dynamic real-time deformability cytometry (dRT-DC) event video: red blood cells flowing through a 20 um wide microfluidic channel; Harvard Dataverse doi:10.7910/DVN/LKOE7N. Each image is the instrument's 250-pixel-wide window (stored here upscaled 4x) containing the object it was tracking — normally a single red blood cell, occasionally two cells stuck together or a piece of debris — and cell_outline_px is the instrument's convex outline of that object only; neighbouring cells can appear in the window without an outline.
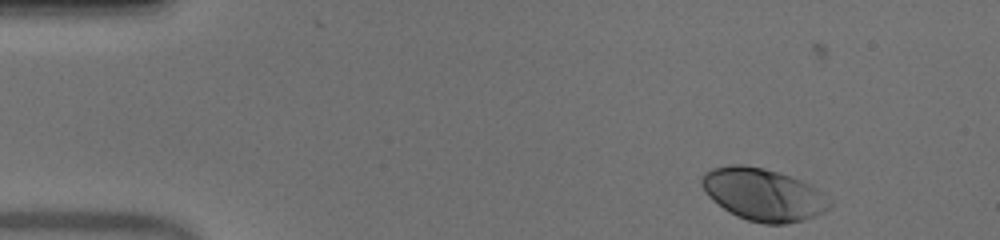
{"species": "human", "species_latin": "Homo sapiens", "temperature_condition": "warm", "stored_images_in_passage": 47, "camera_frame_rate_fps": 3000, "um_per_image_px": 0.085, "donor": {"sex": "male"}, "frame": {"image": 1, "passage_image": 1, "time_ms": 0.0, "image_size_px": [1000, 240], "cell_outline_px": [[832, 204], [824, 212], [816, 216], [804, 220], [784, 224], [764, 224], [748, 220], [736, 216], [728, 212], [712, 200], [708, 196], [700, 184], [700, 180], [704, 172], [712, 168], [732, 164], [744, 164], [764, 168], [812, 184], [832, 200]], "centroid_in_image_um": [64.87, 16.53], "position_along_channel_um": 20.1, "area_um2": 39.3}}
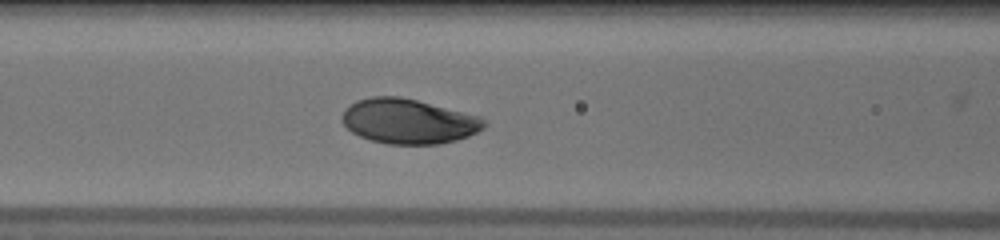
{"frame": {"image": 2, "passage_image": 17, "time_ms": 5.333, "image_size_px": [1000, 240], "cell_outline_px": [[484, 128], [468, 136], [456, 140], [440, 144], [388, 144], [368, 140], [352, 132], [344, 124], [340, 116], [344, 108], [356, 100], [372, 96], [400, 96], [480, 116], [484, 120]], "centroid_in_image_um": [34.67, 10.31], "position_along_channel_um": 131.9, "area_um2": 37.17}}
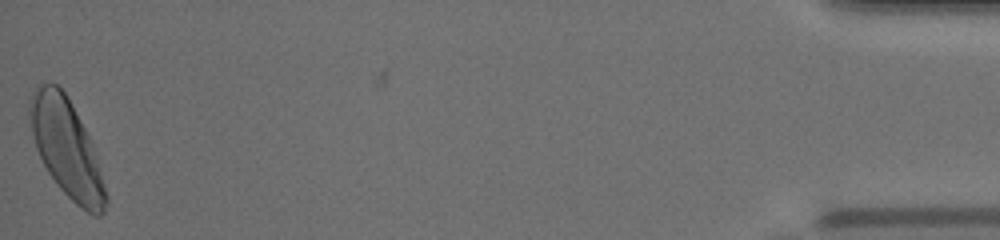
{"frame": {"image": 3, "passage_image": 47, "time_ms": 15.333, "image_size_px": [1000, 240], "cell_outline_px": [[108, 204], [104, 212], [100, 216], [96, 216], [80, 208], [56, 184], [48, 172], [36, 148], [32, 132], [28, 112], [32, 96], [36, 88], [40, 84], [56, 84], [64, 92], [84, 128], [92, 144], [96, 156], [108, 196]], "centroid_in_image_um": [5.68, 12.66], "position_along_channel_um": 429.5, "area_um2": 42.37}, "authors_computed_cell_mechanics": {"area_um2": 37.3966, "velocity_mm_per_s": 3.9408, "shape_relaxation_time_tau1_ms": 1.8589, "shape_relaxation_time_tau2_ms": null, "deformation_change_tau1": 0.1276, "deformation_change_tau2": null}}